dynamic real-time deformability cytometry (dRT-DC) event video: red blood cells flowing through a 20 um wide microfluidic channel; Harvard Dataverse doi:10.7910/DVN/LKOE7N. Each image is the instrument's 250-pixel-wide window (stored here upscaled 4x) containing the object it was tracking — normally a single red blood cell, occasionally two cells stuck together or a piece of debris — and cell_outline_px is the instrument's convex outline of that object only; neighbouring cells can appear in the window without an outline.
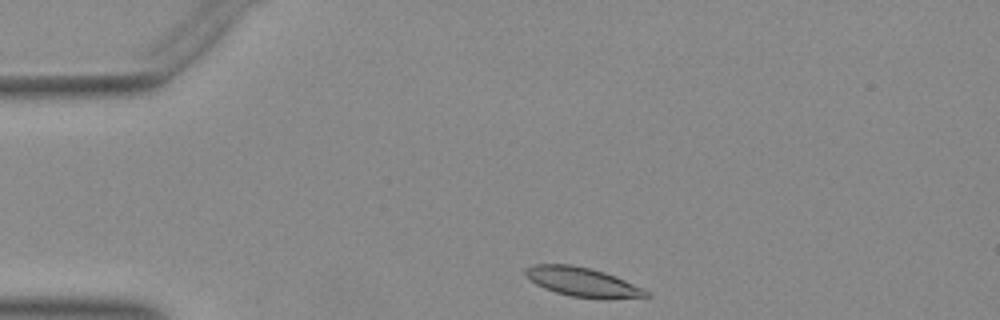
{"species": "Egyptian fruit bat (a non-hibernating species)", "species_latin": "Rousettus aegyptiacus", "temperature_condition": "warm", "stored_images_in_passage": 33, "camera_frame_rate_fps": 3000, "um_per_image_px": 0.085, "animal": {"sex": "female"}, "frame": {"image": 1, "passage_image": 1, "time_ms": 0.0, "image_size_px": [1000, 320], "cell_outline_px": [[652, 296], [572, 296], [556, 292], [544, 288], [536, 284], [524, 272], [524, 268], [536, 264], [572, 264], [604, 272], [624, 280], [648, 292]], "centroid_in_image_um": [49.37, 23.91], "position_along_channel_um": 35.6, "area_um2": 19.19}}
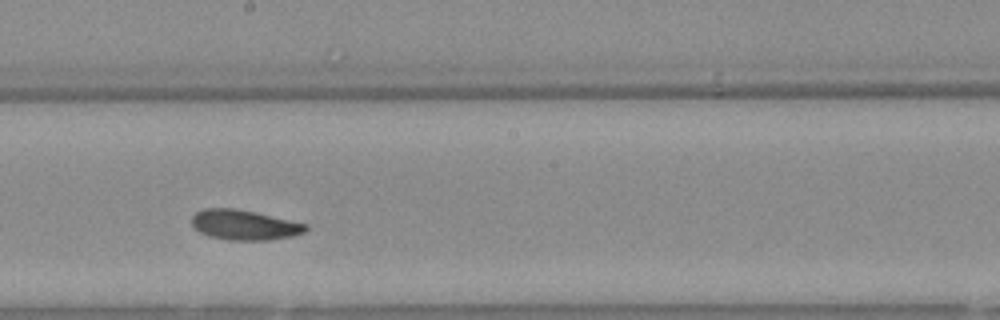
{"frame": {"image": 2, "passage_image": 19, "time_ms": 6.0, "image_size_px": [1000, 320], "cell_outline_px": [[308, 228], [304, 232], [292, 236], [268, 240], [228, 240], [208, 236], [200, 232], [192, 224], [192, 216], [196, 212], [204, 208], [232, 208], [252, 212], [308, 224]], "centroid_in_image_um": [20.75, 19.13], "position_along_channel_um": 227.5, "area_um2": 19.71}}
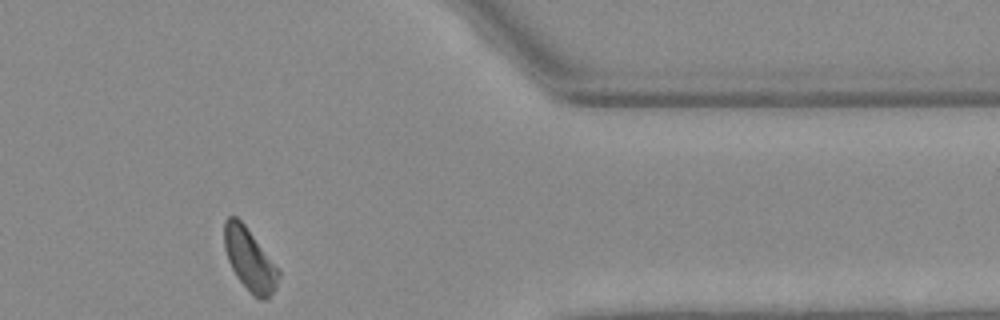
{"frame": {"image": 3, "passage_image": 33, "time_ms": 10.667, "image_size_px": [1000, 320], "cell_outline_px": [[280, 276], [276, 288], [268, 300], [260, 300], [236, 276], [228, 260], [224, 248], [224, 220], [228, 216], [236, 216], [244, 224], [280, 272]], "centroid_in_image_um": [21.2, 22.06], "position_along_channel_um": 390.2, "area_um2": 19.25}}